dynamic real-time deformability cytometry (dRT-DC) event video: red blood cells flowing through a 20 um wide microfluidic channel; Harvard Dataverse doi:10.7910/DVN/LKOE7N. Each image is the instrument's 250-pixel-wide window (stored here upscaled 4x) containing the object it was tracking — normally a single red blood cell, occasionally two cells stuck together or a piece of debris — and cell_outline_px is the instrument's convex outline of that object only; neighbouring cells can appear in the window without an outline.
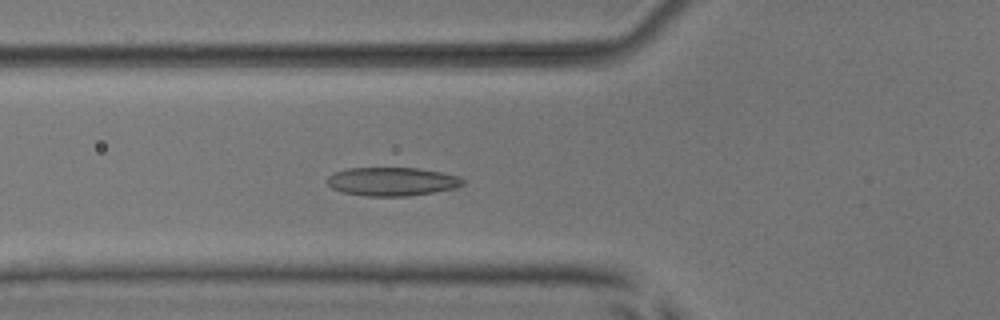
{"species": "common noctule bat (a hibernating species)", "species_latin": "Nyctalus noctula", "temperature_condition": "room temperature", "stored_images_in_passage": 41, "camera_frame_rate_fps": 3000, "um_per_image_px": 0.085, "animal": {"sex": "male", "body_mass_g": 17.9, "forearm_length_mm": 54.2}, "frame": {"image": 1, "passage_image": 8, "time_ms": 2.333, "image_size_px": [1000, 320], "cell_outline_px": [[464, 184], [456, 188], [408, 196], [368, 196], [344, 192], [332, 188], [328, 184], [328, 176], [332, 172], [348, 168], [416, 168], [440, 172], [460, 176], [464, 180]], "centroid_in_image_um": [33.33, 15.42], "position_along_channel_um": 92.5, "area_um2": 22.48}}
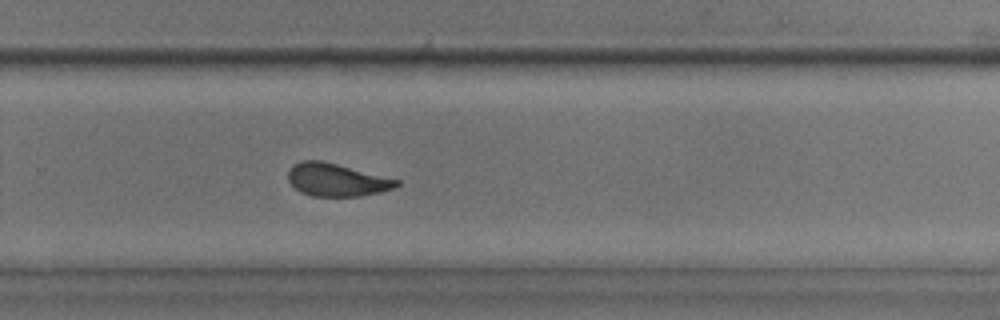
{"frame": {"image": 2, "passage_image": 24, "time_ms": 7.667, "image_size_px": [1000, 320], "cell_outline_px": [[400, 184], [392, 188], [380, 192], [360, 196], [312, 196], [300, 192], [288, 180], [288, 168], [292, 164], [300, 160], [320, 160], [400, 180]], "centroid_in_image_um": [28.56, 15.28], "position_along_channel_um": 301.2, "area_um2": 20.63}}
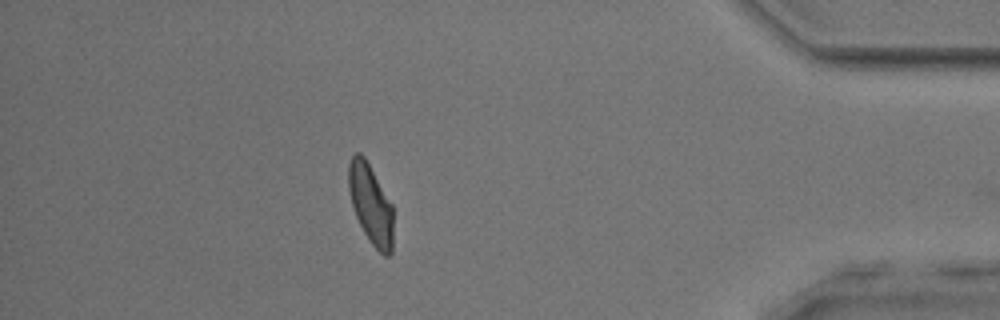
{"frame": {"image": 3, "passage_image": 35, "time_ms": 11.333, "image_size_px": [1000, 320], "cell_outline_px": [[392, 252], [388, 256], [384, 256], [372, 244], [364, 232], [356, 216], [352, 204], [348, 188], [348, 164], [352, 156], [356, 152], [360, 152], [364, 156], [392, 204]], "centroid_in_image_um": [31.5, 17.33], "position_along_channel_um": 403.7, "area_um2": 20.52}, "authors_computed_cell_mechanics": {"area_um2": 21.2126, "velocity_mm_per_s": 3.9257, "shape_relaxation_time_tau1_ms": 3.8896, "shape_relaxation_time_tau2_ms": 1.6696, "deformation_change_tau1": 0.1277, "deformation_change_tau2": 0.0859}}